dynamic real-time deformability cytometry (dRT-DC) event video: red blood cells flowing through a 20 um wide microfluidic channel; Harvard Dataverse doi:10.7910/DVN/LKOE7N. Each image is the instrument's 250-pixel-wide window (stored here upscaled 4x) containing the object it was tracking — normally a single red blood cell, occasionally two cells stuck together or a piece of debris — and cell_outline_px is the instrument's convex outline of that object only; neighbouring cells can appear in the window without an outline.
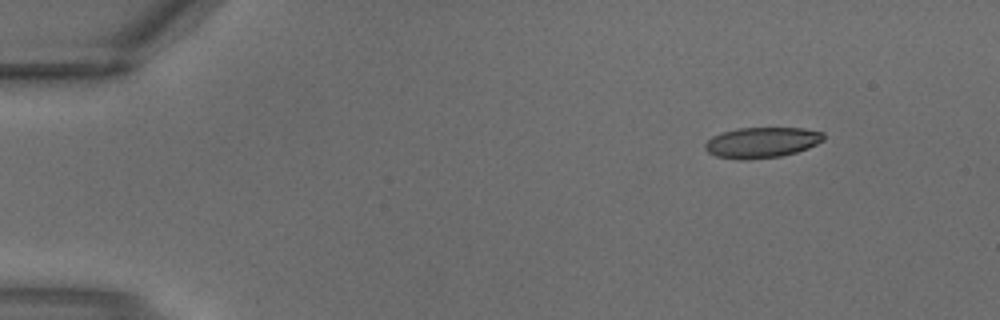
{"species": "common noctule bat (a hibernating species)", "species_latin": "Nyctalus noctula", "temperature_condition": "warm", "stored_images_in_passage": 2, "camera_frame_rate_fps": 3000, "um_per_image_px": 0.085, "animal": {"sex": "male", "body_mass_g": 18.8}, "frame": {"image": 1, "passage_image": 2, "time_ms": 0.333, "image_size_px": [1000, 320], "cell_outline_px": [[824, 140], [808, 148], [796, 152], [780, 156], [748, 160], [740, 160], [716, 156], [708, 152], [704, 148], [704, 144], [712, 136], [736, 128], [804, 128], [824, 132]], "centroid_in_image_um": [64.75, 12.11], "position_along_channel_um": 20.2, "area_um2": 21.21}}